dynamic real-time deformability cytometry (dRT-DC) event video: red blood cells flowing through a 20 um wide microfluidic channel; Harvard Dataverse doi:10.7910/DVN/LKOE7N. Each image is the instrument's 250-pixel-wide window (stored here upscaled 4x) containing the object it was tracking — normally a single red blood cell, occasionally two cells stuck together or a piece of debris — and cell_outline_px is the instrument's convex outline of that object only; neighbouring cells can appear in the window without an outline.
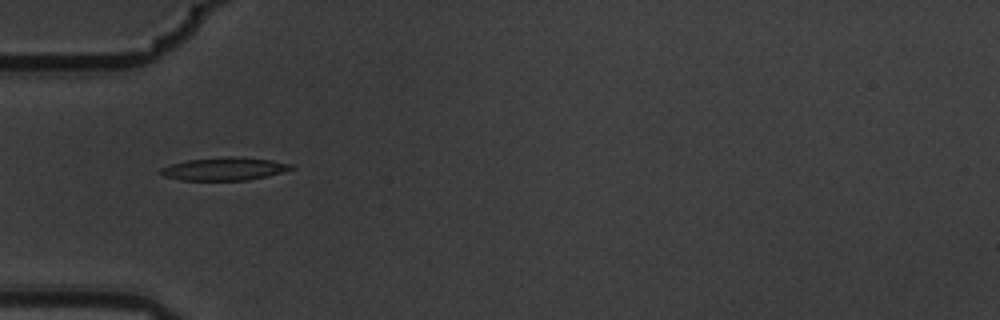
{"species": "common noctule bat (a hibernating species)", "species_latin": "Nyctalus noctula", "temperature_condition": "warm", "stored_images_in_passage": 5, "camera_frame_rate_fps": 3000, "um_per_image_px": 0.085, "animal": {"sex": "male", "body_mass_g": 19.5, "forearm_length_mm": 54.6}, "frame": {"image": 1, "passage_image": 2, "time_ms": 0.333, "image_size_px": [1000, 320], "cell_outline_px": [[296, 168], [268, 176], [248, 180], [180, 180], [164, 176], [156, 172], [160, 168], [172, 164], [188, 160], [228, 156], [236, 156], [272, 160], [296, 164]], "centroid_in_image_um": [19.11, 14.35], "position_along_channel_um": 65.9, "area_um2": 17.69}}
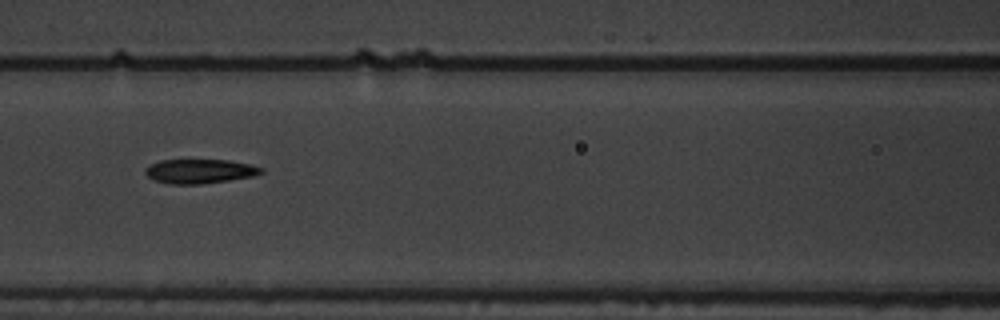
{"frame": {"image": 2, "passage_image": 4, "time_ms": 1.0, "image_size_px": [1000, 320], "cell_outline_px": [[264, 172], [252, 176], [228, 180], [200, 184], [168, 184], [156, 180], [148, 176], [144, 172], [144, 168], [148, 164], [160, 160], [228, 160], [248, 164], [264, 168]], "centroid_in_image_um": [16.94, 14.55], "position_along_channel_um": 149.7, "area_um2": 16.36}}
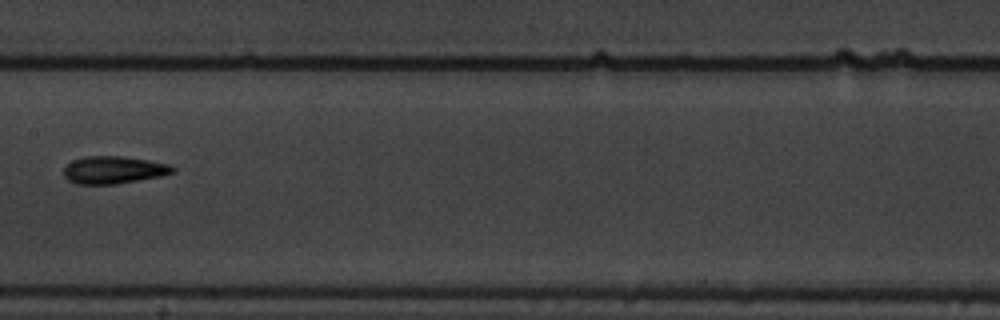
{"frame": {"image": 3, "passage_image": 5, "time_ms": 1.333, "image_size_px": [1000, 320], "cell_outline_px": [[176, 168], [172, 172], [160, 176], [116, 184], [76, 184], [68, 180], [64, 176], [64, 168], [72, 160], [84, 156], [124, 156], [148, 160], [168, 164]], "centroid_in_image_um": [9.62, 14.44], "position_along_channel_um": 197.8, "area_um2": 17.4}}